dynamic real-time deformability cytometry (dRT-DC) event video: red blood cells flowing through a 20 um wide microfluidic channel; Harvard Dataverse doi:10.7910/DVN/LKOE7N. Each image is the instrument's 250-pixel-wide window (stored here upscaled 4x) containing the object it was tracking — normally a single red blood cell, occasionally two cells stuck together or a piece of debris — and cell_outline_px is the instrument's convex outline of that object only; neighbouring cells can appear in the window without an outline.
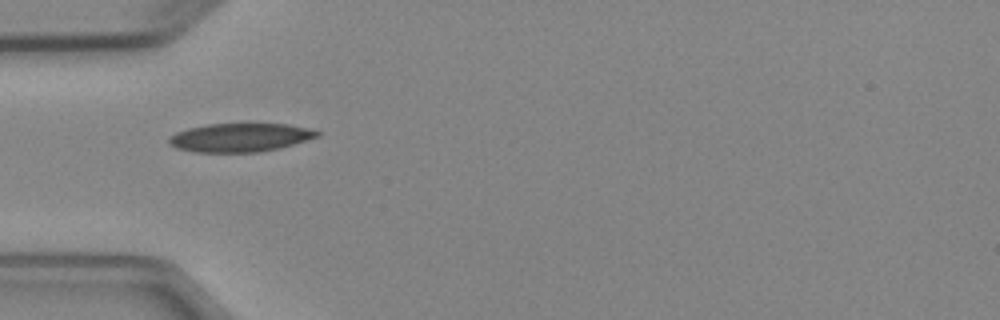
{"species": "Egyptian fruit bat (a non-hibernating species)", "species_latin": "Rousettus aegyptiacus", "temperature_condition": "cold", "stored_images_in_passage": 7, "camera_frame_rate_fps": 3000, "um_per_image_px": 0.085, "animal": {"sex": "female"}, "frame": {"image": 1, "passage_image": 5, "time_ms": 4.667, "image_size_px": [1000, 320], "cell_outline_px": [[320, 136], [280, 148], [256, 152], [192, 152], [176, 148], [168, 144], [168, 136], [176, 132], [188, 128], [208, 124], [288, 124], [308, 128], [320, 132]], "centroid_in_image_um": [20.37, 11.69], "position_along_channel_um": 64.6, "area_um2": 24.74}}